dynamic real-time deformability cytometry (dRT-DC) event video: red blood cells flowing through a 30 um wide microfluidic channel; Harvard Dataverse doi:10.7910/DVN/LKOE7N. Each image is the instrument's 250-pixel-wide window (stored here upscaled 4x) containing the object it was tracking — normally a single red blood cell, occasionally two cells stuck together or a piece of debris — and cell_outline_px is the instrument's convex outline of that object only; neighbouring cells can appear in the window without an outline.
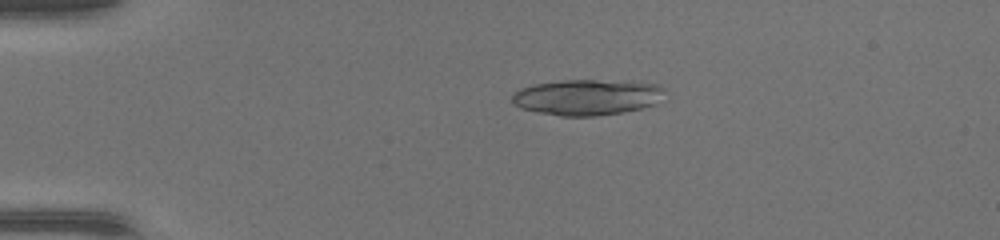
{"species": "common noctule bat (a hibernating species)", "species_latin": "Nyctalus noctula", "temperature_condition": "warm", "stored_images_in_passage": 48, "camera_frame_rate_fps": 3000, "um_per_image_px": 0.085, "animal": {"sex": "female", "body_mass_g": 17.0, "forearm_length_mm": 48.0}, "frame": {"image": 1, "passage_image": 11, "time_ms": 3.333, "image_size_px": [1000, 240], "cell_outline_px": [[664, 88], [656, 104], [624, 112], [596, 116], [560, 116], [520, 108], [512, 100], [512, 96], [520, 88], [532, 84], [564, 80], [596, 80], [660, 84]], "centroid_in_image_um": [49.88, 8.26], "position_along_channel_um": 35.1, "area_um2": 31.5}}